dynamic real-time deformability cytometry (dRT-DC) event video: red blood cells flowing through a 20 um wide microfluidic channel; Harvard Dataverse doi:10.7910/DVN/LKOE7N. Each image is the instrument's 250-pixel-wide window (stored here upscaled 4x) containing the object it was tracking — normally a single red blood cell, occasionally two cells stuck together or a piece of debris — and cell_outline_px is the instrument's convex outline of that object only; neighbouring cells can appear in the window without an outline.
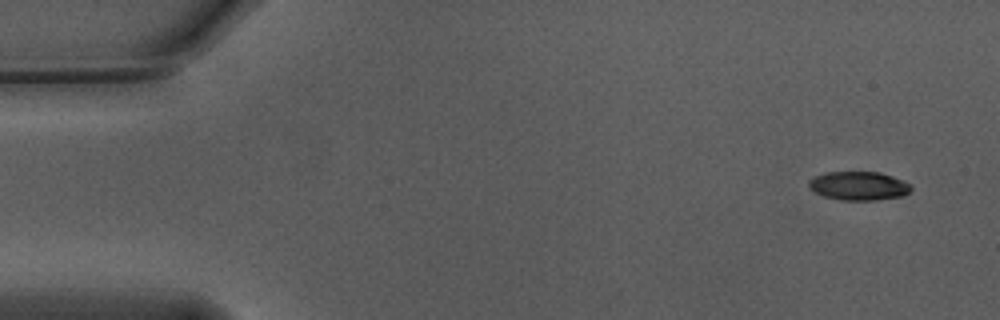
{"species": "Egyptian fruit bat (a non-hibernating species)", "species_latin": "Rousettus aegyptiacus", "temperature_condition": "warm", "stored_images_in_passage": 53, "camera_frame_rate_fps": 3000, "um_per_image_px": 0.085, "animal": {"sex": "male"}, "frame": {"image": 1, "passage_image": 1, "time_ms": 0.0, "image_size_px": [1000, 320], "cell_outline_px": [[912, 188], [904, 196], [876, 200], [840, 200], [824, 196], [808, 188], [808, 180], [816, 176], [828, 172], [880, 172], [892, 176], [912, 184]], "centroid_in_image_um": [73.01, 15.8], "position_along_channel_um": 12.0, "area_um2": 17.17}}
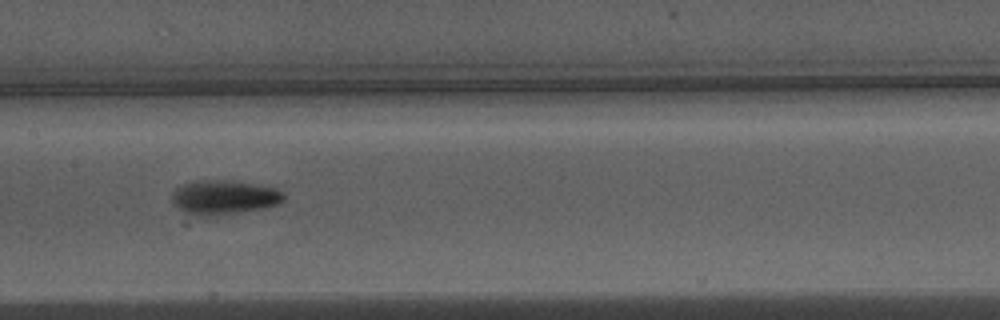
{"frame": {"image": 2, "passage_image": 25, "time_ms": 8.0, "image_size_px": [1000, 320], "cell_outline_px": [[284, 200], [276, 204], [264, 208], [236, 212], [188, 212], [180, 208], [172, 200], [172, 196], [176, 188], [184, 184], [196, 180], [228, 180], [276, 188], [284, 196]], "centroid_in_image_um": [19.09, 16.7], "position_along_channel_um": 188.3, "area_um2": 20.87}}
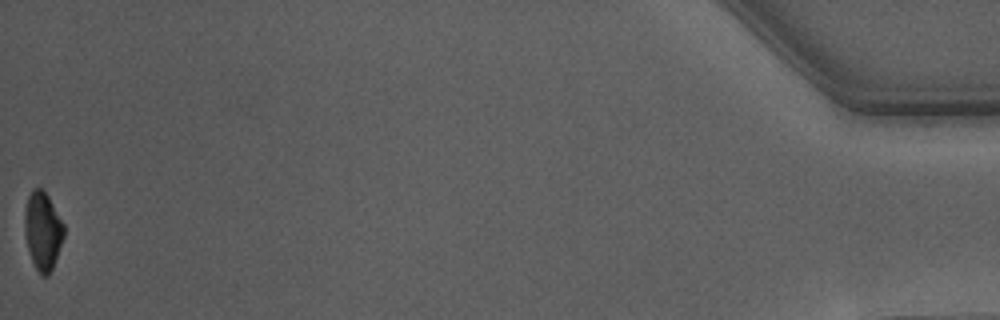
{"frame": {"image": 3, "passage_image": 53, "time_ms": 17.333, "image_size_px": [1000, 320], "cell_outline_px": [[64, 236], [52, 268], [48, 276], [40, 276], [32, 260], [28, 248], [24, 232], [24, 208], [28, 196], [32, 188], [40, 188], [48, 196], [64, 224]], "centroid_in_image_um": [3.61, 19.61], "position_along_channel_um": 431.6, "area_um2": 17.8}, "authors_computed_cell_mechanics": {"area_um2": 19.1318, "velocity_mm_per_s": 3.7495, "shape_relaxation_time_tau1_ms": 3.1364, "shape_relaxation_time_tau2_ms": 7.5028, "deformation_change_tau1": 0.1506, "deformation_change_tau2": 0.1511}}